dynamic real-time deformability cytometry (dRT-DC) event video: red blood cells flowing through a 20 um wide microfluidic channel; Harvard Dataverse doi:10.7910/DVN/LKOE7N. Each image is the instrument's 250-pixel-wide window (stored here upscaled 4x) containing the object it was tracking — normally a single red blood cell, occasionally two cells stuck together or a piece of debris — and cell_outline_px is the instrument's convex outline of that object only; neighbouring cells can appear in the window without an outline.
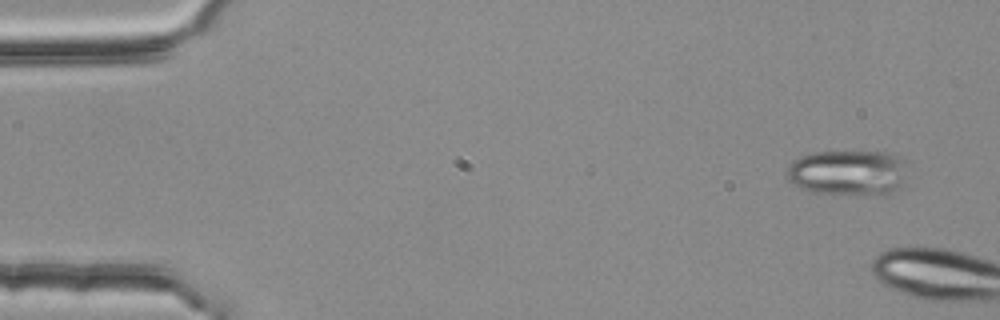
{"species": "common noctule bat (a hibernating species)", "species_latin": "Nyctalus noctula", "temperature_condition": "room temperature", "stored_images_in_passage": 2, "camera_frame_rate_fps": 3000, "um_per_image_px": 0.085, "animal": {"sex": "female", "body_mass_g": 25.1}, "frame": {"image": 1, "passage_image": 1, "time_ms": 0.0, "image_size_px": [1000, 320], "cell_outline_px": [[904, 160], [900, 184], [888, 196], [876, 196], [812, 192], [800, 188], [792, 184], [788, 180], [788, 164], [792, 160], [800, 156], [812, 152], [888, 152], [904, 156]], "centroid_in_image_um": [72.04, 14.68], "position_along_channel_um": 13.0, "area_um2": 32.19}}